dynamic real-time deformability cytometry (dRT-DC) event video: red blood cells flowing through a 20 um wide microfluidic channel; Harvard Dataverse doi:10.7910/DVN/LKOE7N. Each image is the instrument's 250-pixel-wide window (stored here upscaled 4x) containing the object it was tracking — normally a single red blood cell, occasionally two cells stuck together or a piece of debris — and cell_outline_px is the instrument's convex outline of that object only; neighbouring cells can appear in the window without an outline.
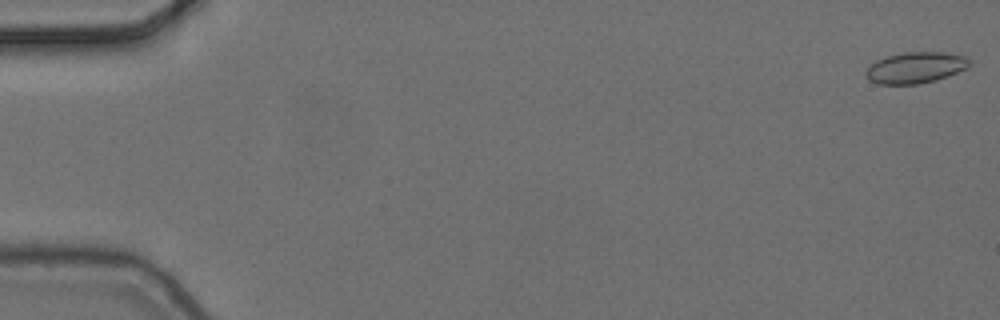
{"species": "common noctule bat (a hibernating species)", "species_latin": "Nyctalus noctula", "temperature_condition": "cold", "stored_images_in_passage": 3, "camera_frame_rate_fps": 3000, "um_per_image_px": 0.085, "animal": {"sex": "female", "body_mass_g": 24.6, "forearm_length_mm": 56.2}, "frame": {"image": 1, "passage_image": 1, "time_ms": 0.0, "image_size_px": [1000, 320], "cell_outline_px": [[968, 64], [964, 68], [948, 76], [936, 80], [916, 84], [876, 84], [868, 80], [864, 72], [876, 60], [884, 56], [904, 52], [944, 52], [964, 56], [968, 60]], "centroid_in_image_um": [77.74, 5.75], "position_along_channel_um": 7.3, "area_um2": 18.67}}